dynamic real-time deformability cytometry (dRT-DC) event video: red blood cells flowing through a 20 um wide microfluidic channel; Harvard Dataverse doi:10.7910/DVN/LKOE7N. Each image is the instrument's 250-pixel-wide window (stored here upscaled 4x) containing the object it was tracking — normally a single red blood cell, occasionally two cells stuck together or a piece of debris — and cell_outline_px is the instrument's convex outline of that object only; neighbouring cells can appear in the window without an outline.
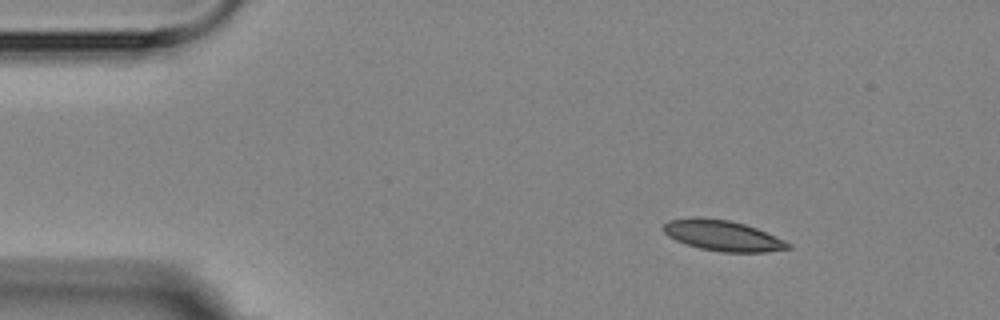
{"species": "Egyptian fruit bat (a non-hibernating species)", "species_latin": "Rousettus aegyptiacus", "temperature_condition": "room temperature", "stored_images_in_passage": 12, "camera_frame_rate_fps": 3000, "um_per_image_px": 0.085, "animal": {"sex": "female"}, "frame": {"image": 1, "passage_image": 2, "time_ms": 1.333, "image_size_px": [1000, 320], "cell_outline_px": [[792, 248], [764, 252], [720, 252], [700, 248], [676, 240], [668, 236], [664, 232], [664, 224], [668, 220], [728, 220], [744, 224], [756, 228], [784, 240], [792, 244]], "centroid_in_image_um": [61.51, 20.08], "position_along_channel_um": 23.5, "area_um2": 21.27}}
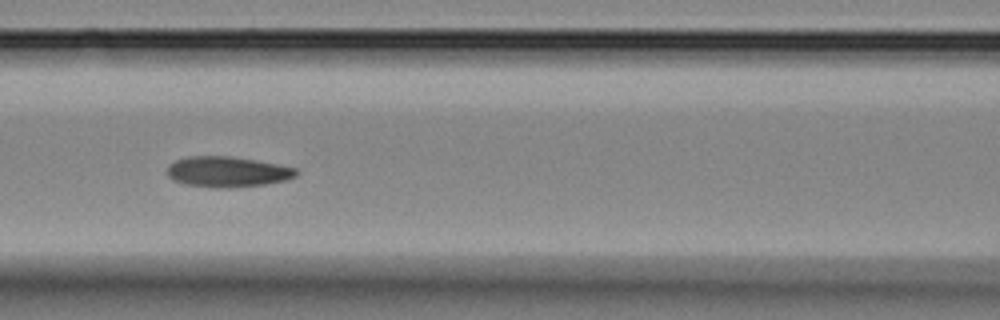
{"frame": {"image": 2, "passage_image": 6, "time_ms": 6.667, "image_size_px": [1000, 320], "cell_outline_px": [[300, 172], [296, 176], [288, 180], [264, 184], [228, 188], [212, 188], [184, 184], [172, 180], [168, 176], [168, 164], [176, 160], [188, 156], [232, 156], [256, 160], [296, 168]], "centroid_in_image_um": [19.32, 14.61], "position_along_channel_um": 147.3, "area_um2": 23.18}}
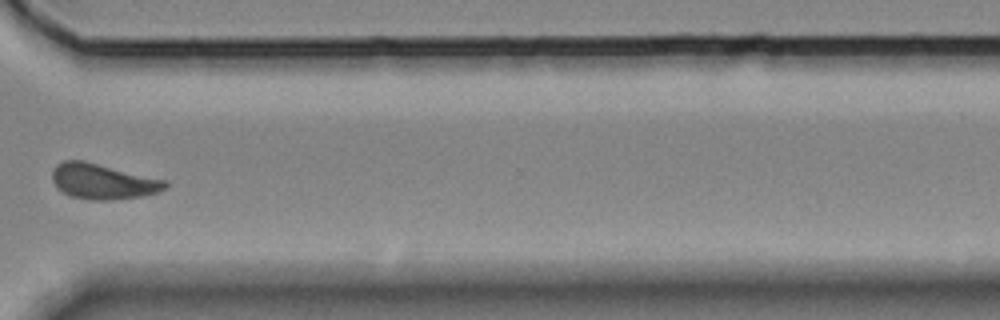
{"frame": {"image": 3, "passage_image": 11, "time_ms": 12.667, "image_size_px": [1000, 320], "cell_outline_px": [[168, 188], [156, 192], [140, 196], [112, 200], [92, 200], [72, 196], [56, 188], [52, 180], [52, 172], [56, 164], [64, 160], [84, 160], [168, 180]], "centroid_in_image_um": [8.75, 15.41], "position_along_channel_um": 361.8, "area_um2": 23.47}, "authors_computed_cell_mechanics": {"area_um2": 23.0911, "velocity_mm_per_s": 3.59, "shape_relaxation_time_tau1_ms": 9.0735, "shape_relaxation_time_tau2_ms": 2.1597, "deformation_change_tau1": 0.1574, "deformation_change_tau2": 0.0671}}